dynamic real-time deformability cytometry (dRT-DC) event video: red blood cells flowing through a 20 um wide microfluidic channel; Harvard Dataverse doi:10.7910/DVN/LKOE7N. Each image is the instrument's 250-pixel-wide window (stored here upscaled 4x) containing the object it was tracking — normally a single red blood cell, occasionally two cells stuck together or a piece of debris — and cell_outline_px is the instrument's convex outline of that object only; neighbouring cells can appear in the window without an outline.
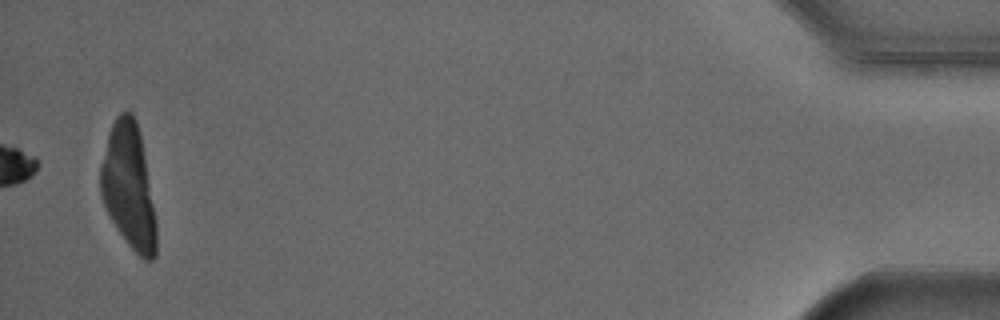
{"species": "Egyptian fruit bat (a non-hibernating species)", "species_latin": "Rousettus aegyptiacus", "temperature_condition": "cold", "stored_images_in_passage": 51, "camera_frame_rate_fps": 3000, "um_per_image_px": 0.085, "animal": {"sex": "male"}, "frame": {"image": 1, "passage_image": 51, "time_ms": 16.667, "image_size_px": [1000, 320], "cell_outline_px": [[156, 256], [152, 260], [144, 260], [128, 244], [112, 220], [100, 196], [100, 164], [108, 132], [116, 116], [120, 112], [128, 108], [132, 112], [136, 120], [140, 136], [144, 156], [156, 220]], "centroid_in_image_um": [10.92, 15.8], "position_along_channel_um": 424.3, "area_um2": 40.34}}